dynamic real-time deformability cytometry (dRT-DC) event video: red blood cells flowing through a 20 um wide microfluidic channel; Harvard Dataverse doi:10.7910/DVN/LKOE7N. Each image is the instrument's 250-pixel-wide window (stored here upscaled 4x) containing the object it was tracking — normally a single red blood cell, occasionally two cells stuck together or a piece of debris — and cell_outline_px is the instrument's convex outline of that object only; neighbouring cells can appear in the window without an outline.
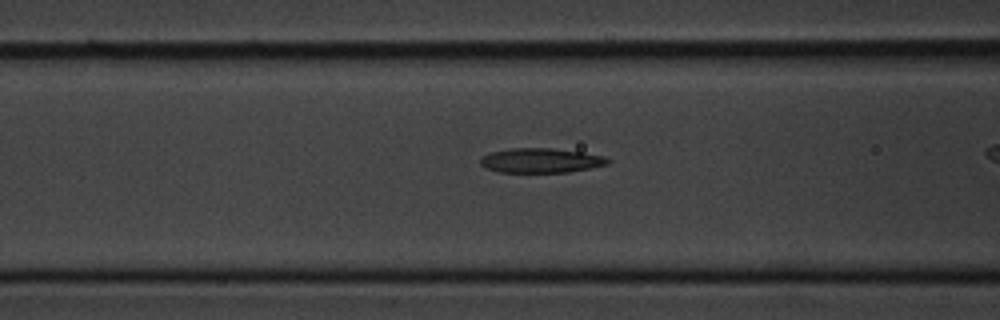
{"species": "common noctule bat (a hibernating species)", "species_latin": "Nyctalus noctula", "temperature_condition": "cold", "stored_images_in_passage": 34, "segment_of_instrument_passage": [1, 2], "camera_frame_rate_fps": 3000, "um_per_image_px": 0.085, "animal": {"sex": "male", "body_mass_g": 20.1, "forearm_length_mm": 53.5}, "frame": {"image": 1, "passage_image": 12, "time_ms": 3.667, "image_size_px": [1000, 320], "cell_outline_px": [[612, 160], [608, 164], [592, 168], [568, 172], [500, 172], [484, 168], [480, 164], [480, 156], [492, 152], [512, 148], [552, 148], [584, 152], [604, 156]], "centroid_in_image_um": [45.99, 13.64], "position_along_channel_um": 120.6, "area_um2": 18.44}}
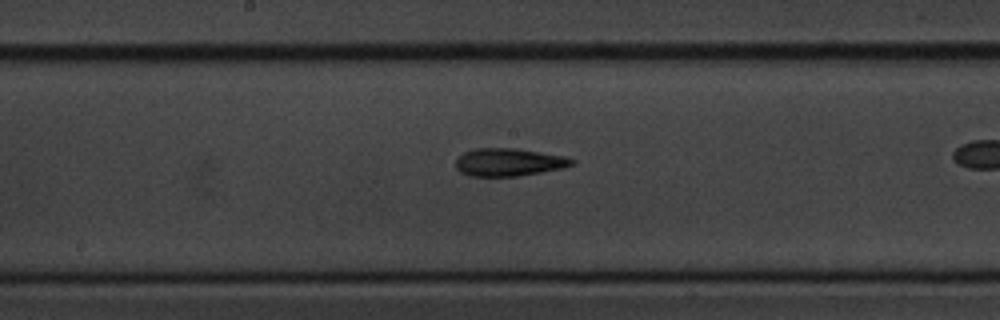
{"frame": {"image": 2, "passage_image": 19, "time_ms": 6.0, "image_size_px": [1000, 320], "cell_outline_px": [[576, 160], [572, 164], [564, 168], [520, 176], [468, 176], [460, 172], [456, 168], [456, 160], [464, 152], [476, 148], [516, 148], [564, 156]], "centroid_in_image_um": [43.24, 13.79], "position_along_channel_um": 205.0, "area_um2": 18.84}}
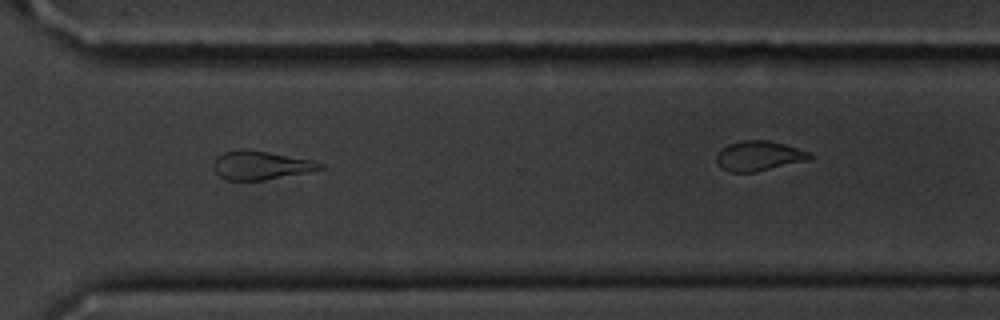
{"frame": {"image": 3, "passage_image": 31, "time_ms": 10.0, "image_size_px": [1000, 320], "cell_outline_px": [[324, 168], [264, 180], [228, 180], [220, 176], [212, 168], [212, 164], [216, 156], [224, 152], [244, 148], [248, 148], [312, 160], [324, 164]], "centroid_in_image_um": [22.1, 14.03], "position_along_channel_um": 348.5, "area_um2": 17.74}}